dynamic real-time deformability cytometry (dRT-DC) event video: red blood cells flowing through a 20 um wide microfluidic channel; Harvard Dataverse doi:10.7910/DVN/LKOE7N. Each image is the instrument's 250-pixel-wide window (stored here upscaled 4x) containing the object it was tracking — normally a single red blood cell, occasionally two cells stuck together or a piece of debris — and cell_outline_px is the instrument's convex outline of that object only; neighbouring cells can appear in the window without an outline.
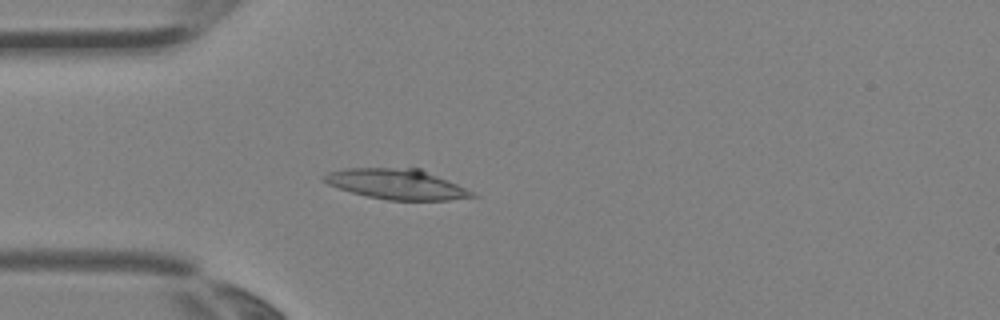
{"species": "Egyptian fruit bat (a non-hibernating species)", "species_latin": "Rousettus aegyptiacus", "temperature_condition": "room temperature", "stored_images_in_passage": 3, "camera_frame_rate_fps": 3000, "um_per_image_px": 0.085, "animal": {"sex": "female"}, "frame": {"image": 1, "passage_image": 3, "time_ms": 0.667, "image_size_px": [1000, 320], "cell_outline_px": [[480, 196], [448, 200], [388, 200], [368, 196], [352, 192], [328, 184], [320, 180], [320, 176], [328, 172], [344, 168], [420, 168], [476, 192]], "centroid_in_image_um": [33.73, 15.64], "position_along_channel_um": 51.3, "area_um2": 26.24}}